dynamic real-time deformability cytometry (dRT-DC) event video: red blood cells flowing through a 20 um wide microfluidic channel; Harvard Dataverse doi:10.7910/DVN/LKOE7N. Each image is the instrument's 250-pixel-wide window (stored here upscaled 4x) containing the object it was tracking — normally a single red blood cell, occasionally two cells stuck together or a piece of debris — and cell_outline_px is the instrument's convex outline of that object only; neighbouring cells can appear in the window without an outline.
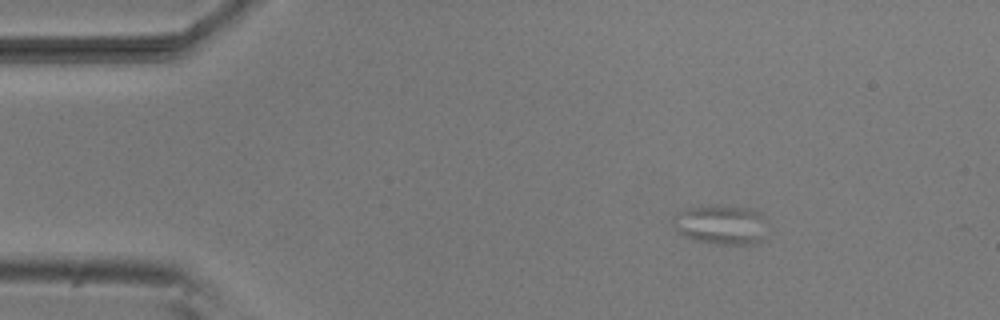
{"species": "common noctule bat (a hibernating species)", "species_latin": "Nyctalus noctula", "temperature_condition": "room temperature", "stored_images_in_passage": 33, "camera_frame_rate_fps": 3000, "um_per_image_px": 0.085, "animal": {"sex": "male", "body_mass_g": 20.5, "forearm_length_mm": 52.5}, "frame": {"image": 1, "passage_image": 1, "time_ms": 0.0, "image_size_px": [1000, 320], "cell_outline_px": [[764, 240], [752, 244], [716, 244], [684, 236], [676, 232], [672, 224], [672, 220], [680, 212], [688, 208], [708, 204], [716, 204], [748, 208], [760, 212]], "centroid_in_image_um": [61.22, 19.08], "position_along_channel_um": 23.8, "area_um2": 21.5}}
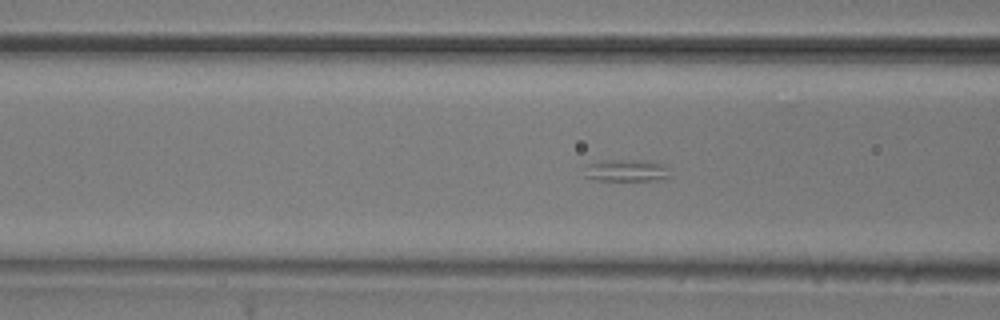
{"frame": {"image": 2, "passage_image": 14, "time_ms": 4.333, "image_size_px": [1000, 320], "cell_outline_px": [[672, 176], [656, 180], [596, 180], [584, 176], [588, 164], [604, 160], [652, 160], [664, 164]], "centroid_in_image_um": [53.3, 14.48], "position_along_channel_um": 113.3, "area_um2": 11.04}}
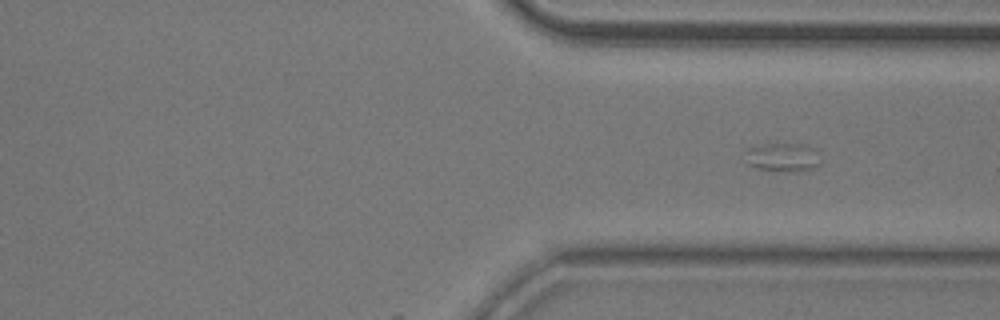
{"frame": {"image": 3, "passage_image": 33, "time_ms": 10.667, "image_size_px": [1000, 320], "cell_outline_px": [[820, 164], [812, 168], [756, 168], [748, 164], [744, 152], [748, 148], [760, 144], [800, 144], [812, 148], [816, 152]], "centroid_in_image_um": [66.45, 13.29], "position_along_channel_um": 345.0, "area_um2": 11.56}}